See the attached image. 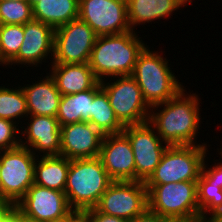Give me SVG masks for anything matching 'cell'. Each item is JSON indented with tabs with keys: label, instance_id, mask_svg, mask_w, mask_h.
<instances>
[{
	"label": "cell",
	"instance_id": "cell-26",
	"mask_svg": "<svg viewBox=\"0 0 222 222\" xmlns=\"http://www.w3.org/2000/svg\"><path fill=\"white\" fill-rule=\"evenodd\" d=\"M9 86H0V118L13 121L21 127L28 117L26 97L21 85L17 84L18 87L11 88Z\"/></svg>",
	"mask_w": 222,
	"mask_h": 222
},
{
	"label": "cell",
	"instance_id": "cell-12",
	"mask_svg": "<svg viewBox=\"0 0 222 222\" xmlns=\"http://www.w3.org/2000/svg\"><path fill=\"white\" fill-rule=\"evenodd\" d=\"M15 209L29 219L63 222L73 211L64 191L33 184L15 204Z\"/></svg>",
	"mask_w": 222,
	"mask_h": 222
},
{
	"label": "cell",
	"instance_id": "cell-38",
	"mask_svg": "<svg viewBox=\"0 0 222 222\" xmlns=\"http://www.w3.org/2000/svg\"><path fill=\"white\" fill-rule=\"evenodd\" d=\"M39 0H29V3L33 6L36 2H38Z\"/></svg>",
	"mask_w": 222,
	"mask_h": 222
},
{
	"label": "cell",
	"instance_id": "cell-1",
	"mask_svg": "<svg viewBox=\"0 0 222 222\" xmlns=\"http://www.w3.org/2000/svg\"><path fill=\"white\" fill-rule=\"evenodd\" d=\"M186 87L170 100L154 105L150 110L148 122L168 146L208 144L197 141V136L201 134V122H204L200 112L201 97L193 90L187 92Z\"/></svg>",
	"mask_w": 222,
	"mask_h": 222
},
{
	"label": "cell",
	"instance_id": "cell-31",
	"mask_svg": "<svg viewBox=\"0 0 222 222\" xmlns=\"http://www.w3.org/2000/svg\"><path fill=\"white\" fill-rule=\"evenodd\" d=\"M86 211L91 216V222H130V220L100 212L95 207L86 209Z\"/></svg>",
	"mask_w": 222,
	"mask_h": 222
},
{
	"label": "cell",
	"instance_id": "cell-35",
	"mask_svg": "<svg viewBox=\"0 0 222 222\" xmlns=\"http://www.w3.org/2000/svg\"><path fill=\"white\" fill-rule=\"evenodd\" d=\"M6 222H21V214L15 209Z\"/></svg>",
	"mask_w": 222,
	"mask_h": 222
},
{
	"label": "cell",
	"instance_id": "cell-27",
	"mask_svg": "<svg viewBox=\"0 0 222 222\" xmlns=\"http://www.w3.org/2000/svg\"><path fill=\"white\" fill-rule=\"evenodd\" d=\"M23 40L24 25H0V52L3 68H6L7 64L18 54Z\"/></svg>",
	"mask_w": 222,
	"mask_h": 222
},
{
	"label": "cell",
	"instance_id": "cell-10",
	"mask_svg": "<svg viewBox=\"0 0 222 222\" xmlns=\"http://www.w3.org/2000/svg\"><path fill=\"white\" fill-rule=\"evenodd\" d=\"M97 35L80 18L55 29L52 63H88Z\"/></svg>",
	"mask_w": 222,
	"mask_h": 222
},
{
	"label": "cell",
	"instance_id": "cell-33",
	"mask_svg": "<svg viewBox=\"0 0 222 222\" xmlns=\"http://www.w3.org/2000/svg\"><path fill=\"white\" fill-rule=\"evenodd\" d=\"M15 205L0 197V222H6L13 214Z\"/></svg>",
	"mask_w": 222,
	"mask_h": 222
},
{
	"label": "cell",
	"instance_id": "cell-17",
	"mask_svg": "<svg viewBox=\"0 0 222 222\" xmlns=\"http://www.w3.org/2000/svg\"><path fill=\"white\" fill-rule=\"evenodd\" d=\"M113 181H135V158L123 134L104 135L98 156Z\"/></svg>",
	"mask_w": 222,
	"mask_h": 222
},
{
	"label": "cell",
	"instance_id": "cell-20",
	"mask_svg": "<svg viewBox=\"0 0 222 222\" xmlns=\"http://www.w3.org/2000/svg\"><path fill=\"white\" fill-rule=\"evenodd\" d=\"M47 65L44 71L49 70L62 96L93 89L100 82L88 63Z\"/></svg>",
	"mask_w": 222,
	"mask_h": 222
},
{
	"label": "cell",
	"instance_id": "cell-8",
	"mask_svg": "<svg viewBox=\"0 0 222 222\" xmlns=\"http://www.w3.org/2000/svg\"><path fill=\"white\" fill-rule=\"evenodd\" d=\"M37 156L29 148L19 146L0 151V197L14 205L34 184Z\"/></svg>",
	"mask_w": 222,
	"mask_h": 222
},
{
	"label": "cell",
	"instance_id": "cell-9",
	"mask_svg": "<svg viewBox=\"0 0 222 222\" xmlns=\"http://www.w3.org/2000/svg\"><path fill=\"white\" fill-rule=\"evenodd\" d=\"M95 208L112 216L132 220L148 209V190L144 182L113 181Z\"/></svg>",
	"mask_w": 222,
	"mask_h": 222
},
{
	"label": "cell",
	"instance_id": "cell-14",
	"mask_svg": "<svg viewBox=\"0 0 222 222\" xmlns=\"http://www.w3.org/2000/svg\"><path fill=\"white\" fill-rule=\"evenodd\" d=\"M54 33L53 27L40 21L33 19L25 23L23 43L18 54L7 64L6 69L11 67L16 70L14 67L17 65L22 69L26 67V70H35V67L37 70L39 66L41 69L43 62L49 63L48 59H51L49 63L51 65L54 54Z\"/></svg>",
	"mask_w": 222,
	"mask_h": 222
},
{
	"label": "cell",
	"instance_id": "cell-21",
	"mask_svg": "<svg viewBox=\"0 0 222 222\" xmlns=\"http://www.w3.org/2000/svg\"><path fill=\"white\" fill-rule=\"evenodd\" d=\"M70 160L61 155L38 156L34 167V184L64 191Z\"/></svg>",
	"mask_w": 222,
	"mask_h": 222
},
{
	"label": "cell",
	"instance_id": "cell-36",
	"mask_svg": "<svg viewBox=\"0 0 222 222\" xmlns=\"http://www.w3.org/2000/svg\"><path fill=\"white\" fill-rule=\"evenodd\" d=\"M201 222H222V217L213 216V217L206 218Z\"/></svg>",
	"mask_w": 222,
	"mask_h": 222
},
{
	"label": "cell",
	"instance_id": "cell-11",
	"mask_svg": "<svg viewBox=\"0 0 222 222\" xmlns=\"http://www.w3.org/2000/svg\"><path fill=\"white\" fill-rule=\"evenodd\" d=\"M122 133L128 138L134 153L135 181L145 183L160 163L168 145L149 122L125 126Z\"/></svg>",
	"mask_w": 222,
	"mask_h": 222
},
{
	"label": "cell",
	"instance_id": "cell-30",
	"mask_svg": "<svg viewBox=\"0 0 222 222\" xmlns=\"http://www.w3.org/2000/svg\"><path fill=\"white\" fill-rule=\"evenodd\" d=\"M209 154V151L207 152V155H206V159L203 163V168H202V171L209 177L211 178L215 184L219 185V187L222 188V160H220V162H218L219 160L216 159L214 160V164H211L213 166H211L209 163L211 161H209L208 159H212L211 158V155H210V158H208ZM218 155H220L221 157L219 158H222V155L218 152ZM207 160V161H206ZM209 162V163H208ZM217 162V163H216ZM210 165V166H209Z\"/></svg>",
	"mask_w": 222,
	"mask_h": 222
},
{
	"label": "cell",
	"instance_id": "cell-23",
	"mask_svg": "<svg viewBox=\"0 0 222 222\" xmlns=\"http://www.w3.org/2000/svg\"><path fill=\"white\" fill-rule=\"evenodd\" d=\"M100 87L101 84L99 82L93 89L61 96L56 117L60 126L89 121L93 96Z\"/></svg>",
	"mask_w": 222,
	"mask_h": 222
},
{
	"label": "cell",
	"instance_id": "cell-29",
	"mask_svg": "<svg viewBox=\"0 0 222 222\" xmlns=\"http://www.w3.org/2000/svg\"><path fill=\"white\" fill-rule=\"evenodd\" d=\"M19 128L17 123L0 118V151L21 146V129Z\"/></svg>",
	"mask_w": 222,
	"mask_h": 222
},
{
	"label": "cell",
	"instance_id": "cell-25",
	"mask_svg": "<svg viewBox=\"0 0 222 222\" xmlns=\"http://www.w3.org/2000/svg\"><path fill=\"white\" fill-rule=\"evenodd\" d=\"M197 203L200 222L213 216L222 217V188L203 171L197 180Z\"/></svg>",
	"mask_w": 222,
	"mask_h": 222
},
{
	"label": "cell",
	"instance_id": "cell-15",
	"mask_svg": "<svg viewBox=\"0 0 222 222\" xmlns=\"http://www.w3.org/2000/svg\"><path fill=\"white\" fill-rule=\"evenodd\" d=\"M60 128L56 117L28 116L20 127L22 129L20 134L21 146L29 148L37 157L60 155Z\"/></svg>",
	"mask_w": 222,
	"mask_h": 222
},
{
	"label": "cell",
	"instance_id": "cell-34",
	"mask_svg": "<svg viewBox=\"0 0 222 222\" xmlns=\"http://www.w3.org/2000/svg\"><path fill=\"white\" fill-rule=\"evenodd\" d=\"M64 222H91V216L86 210H73Z\"/></svg>",
	"mask_w": 222,
	"mask_h": 222
},
{
	"label": "cell",
	"instance_id": "cell-40",
	"mask_svg": "<svg viewBox=\"0 0 222 222\" xmlns=\"http://www.w3.org/2000/svg\"><path fill=\"white\" fill-rule=\"evenodd\" d=\"M6 1H26V2H29V0H6Z\"/></svg>",
	"mask_w": 222,
	"mask_h": 222
},
{
	"label": "cell",
	"instance_id": "cell-28",
	"mask_svg": "<svg viewBox=\"0 0 222 222\" xmlns=\"http://www.w3.org/2000/svg\"><path fill=\"white\" fill-rule=\"evenodd\" d=\"M32 20L33 9L29 2L0 0V25H24Z\"/></svg>",
	"mask_w": 222,
	"mask_h": 222
},
{
	"label": "cell",
	"instance_id": "cell-3",
	"mask_svg": "<svg viewBox=\"0 0 222 222\" xmlns=\"http://www.w3.org/2000/svg\"><path fill=\"white\" fill-rule=\"evenodd\" d=\"M149 46L146 45L139 53L131 76L137 81L144 100L152 107L170 100L185 85L175 76L174 70H171L173 66L164 57L165 51H153Z\"/></svg>",
	"mask_w": 222,
	"mask_h": 222
},
{
	"label": "cell",
	"instance_id": "cell-2",
	"mask_svg": "<svg viewBox=\"0 0 222 222\" xmlns=\"http://www.w3.org/2000/svg\"><path fill=\"white\" fill-rule=\"evenodd\" d=\"M138 33L131 30L122 34L97 36L88 64L99 81L132 75L137 57L147 45Z\"/></svg>",
	"mask_w": 222,
	"mask_h": 222
},
{
	"label": "cell",
	"instance_id": "cell-37",
	"mask_svg": "<svg viewBox=\"0 0 222 222\" xmlns=\"http://www.w3.org/2000/svg\"><path fill=\"white\" fill-rule=\"evenodd\" d=\"M21 222H41V221L32 220L21 215Z\"/></svg>",
	"mask_w": 222,
	"mask_h": 222
},
{
	"label": "cell",
	"instance_id": "cell-19",
	"mask_svg": "<svg viewBox=\"0 0 222 222\" xmlns=\"http://www.w3.org/2000/svg\"><path fill=\"white\" fill-rule=\"evenodd\" d=\"M192 3V0H127L128 22L131 30L137 32V26L172 19L173 13L176 15L181 7Z\"/></svg>",
	"mask_w": 222,
	"mask_h": 222
},
{
	"label": "cell",
	"instance_id": "cell-18",
	"mask_svg": "<svg viewBox=\"0 0 222 222\" xmlns=\"http://www.w3.org/2000/svg\"><path fill=\"white\" fill-rule=\"evenodd\" d=\"M47 75L39 74L36 80H31L32 83L24 84L21 88L25 94L28 116H51L57 117L61 93L57 89L54 78L48 71ZM40 80H39V79ZM43 78V79H42Z\"/></svg>",
	"mask_w": 222,
	"mask_h": 222
},
{
	"label": "cell",
	"instance_id": "cell-39",
	"mask_svg": "<svg viewBox=\"0 0 222 222\" xmlns=\"http://www.w3.org/2000/svg\"><path fill=\"white\" fill-rule=\"evenodd\" d=\"M216 150H217V152H219V153L222 155V147H221V148H218V147H217Z\"/></svg>",
	"mask_w": 222,
	"mask_h": 222
},
{
	"label": "cell",
	"instance_id": "cell-7",
	"mask_svg": "<svg viewBox=\"0 0 222 222\" xmlns=\"http://www.w3.org/2000/svg\"><path fill=\"white\" fill-rule=\"evenodd\" d=\"M100 84L124 127L148 122L151 107L144 100L137 81L131 75L111 77L100 81Z\"/></svg>",
	"mask_w": 222,
	"mask_h": 222
},
{
	"label": "cell",
	"instance_id": "cell-16",
	"mask_svg": "<svg viewBox=\"0 0 222 222\" xmlns=\"http://www.w3.org/2000/svg\"><path fill=\"white\" fill-rule=\"evenodd\" d=\"M60 155L69 160L99 156L104 135L88 121L61 126Z\"/></svg>",
	"mask_w": 222,
	"mask_h": 222
},
{
	"label": "cell",
	"instance_id": "cell-6",
	"mask_svg": "<svg viewBox=\"0 0 222 222\" xmlns=\"http://www.w3.org/2000/svg\"><path fill=\"white\" fill-rule=\"evenodd\" d=\"M208 146L211 145L168 146L145 184L197 182L207 152L211 149Z\"/></svg>",
	"mask_w": 222,
	"mask_h": 222
},
{
	"label": "cell",
	"instance_id": "cell-22",
	"mask_svg": "<svg viewBox=\"0 0 222 222\" xmlns=\"http://www.w3.org/2000/svg\"><path fill=\"white\" fill-rule=\"evenodd\" d=\"M32 9L34 20L54 29L79 18V0H39Z\"/></svg>",
	"mask_w": 222,
	"mask_h": 222
},
{
	"label": "cell",
	"instance_id": "cell-5",
	"mask_svg": "<svg viewBox=\"0 0 222 222\" xmlns=\"http://www.w3.org/2000/svg\"><path fill=\"white\" fill-rule=\"evenodd\" d=\"M148 209L173 222H200L197 182L145 184Z\"/></svg>",
	"mask_w": 222,
	"mask_h": 222
},
{
	"label": "cell",
	"instance_id": "cell-4",
	"mask_svg": "<svg viewBox=\"0 0 222 222\" xmlns=\"http://www.w3.org/2000/svg\"><path fill=\"white\" fill-rule=\"evenodd\" d=\"M110 178L99 157L70 160L64 189L73 210L95 207L110 186Z\"/></svg>",
	"mask_w": 222,
	"mask_h": 222
},
{
	"label": "cell",
	"instance_id": "cell-13",
	"mask_svg": "<svg viewBox=\"0 0 222 222\" xmlns=\"http://www.w3.org/2000/svg\"><path fill=\"white\" fill-rule=\"evenodd\" d=\"M79 18L85 21L97 36L131 31L127 0H79Z\"/></svg>",
	"mask_w": 222,
	"mask_h": 222
},
{
	"label": "cell",
	"instance_id": "cell-32",
	"mask_svg": "<svg viewBox=\"0 0 222 222\" xmlns=\"http://www.w3.org/2000/svg\"><path fill=\"white\" fill-rule=\"evenodd\" d=\"M130 222H173V221L170 220L169 218L153 213L149 209H147L143 214L130 220Z\"/></svg>",
	"mask_w": 222,
	"mask_h": 222
},
{
	"label": "cell",
	"instance_id": "cell-24",
	"mask_svg": "<svg viewBox=\"0 0 222 222\" xmlns=\"http://www.w3.org/2000/svg\"><path fill=\"white\" fill-rule=\"evenodd\" d=\"M103 135L120 134L124 126L117 119L106 92L100 87L93 96L89 121Z\"/></svg>",
	"mask_w": 222,
	"mask_h": 222
}]
</instances>
